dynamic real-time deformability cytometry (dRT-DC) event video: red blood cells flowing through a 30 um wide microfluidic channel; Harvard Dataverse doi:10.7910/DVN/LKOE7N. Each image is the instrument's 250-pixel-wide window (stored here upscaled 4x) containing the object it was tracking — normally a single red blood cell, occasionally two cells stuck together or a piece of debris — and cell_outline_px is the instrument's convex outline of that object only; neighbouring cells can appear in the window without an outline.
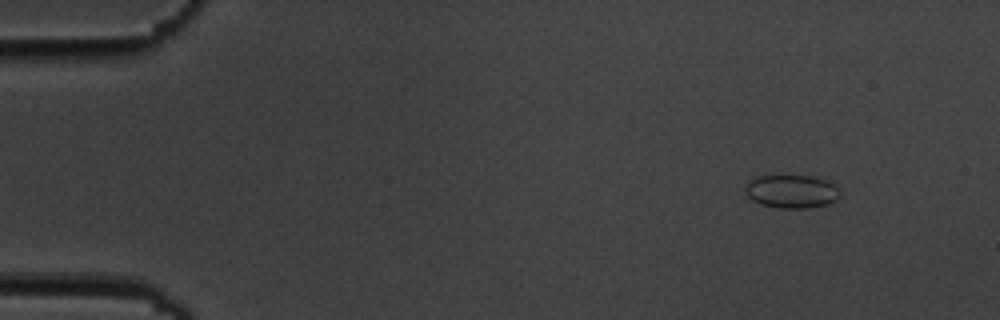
{"species": "common noctule bat (a hibernating species)", "species_latin": "Nyctalus noctula", "temperature_condition": "cold", "stored_images_in_passage": 14, "camera_frame_rate_fps": 3000, "um_per_image_px": 0.085, "animal": {"sex": "male", "body_mass_g": 19.5, "forearm_length_mm": 54.6}, "frame": {"image": 1, "passage_image": 1, "time_ms": 0.0, "image_size_px": [1000, 320], "cell_outline_px": [[840, 196], [836, 200], [828, 204], [808, 208], [780, 208], [760, 204], [752, 200], [748, 196], [744, 188], [752, 180], [760, 176], [808, 176], [824, 180], [832, 184], [840, 192]], "centroid_in_image_um": [67.29, 16.29], "position_along_channel_um": 17.7, "area_um2": 18.03}}
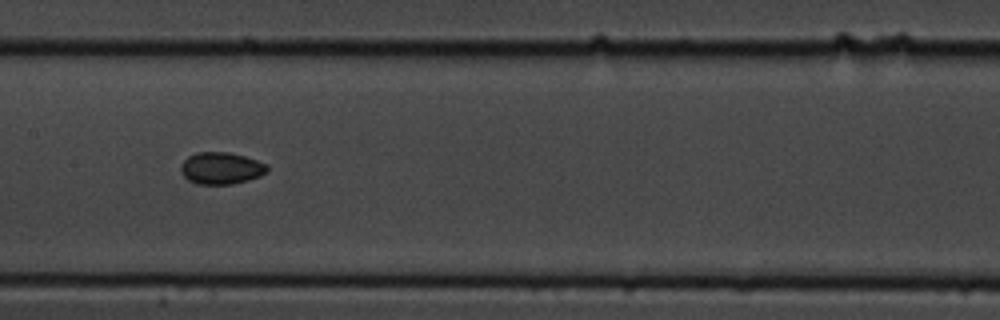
{"frame": {"image": 2, "passage_image": 7, "time_ms": 7.667, "image_size_px": [1000, 320], "cell_outline_px": [[268, 172], [260, 176], [248, 180], [232, 184], [196, 184], [188, 180], [180, 172], [180, 168], [184, 160], [188, 156], [196, 152], [228, 152], [244, 156], [268, 164]], "centroid_in_image_um": [18.8, 14.3], "position_along_channel_um": 188.6, "area_um2": 16.18}}
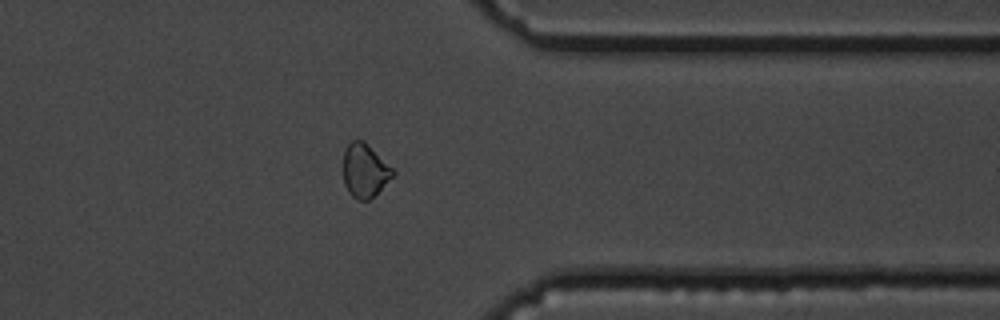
{"frame": {"image": 3, "passage_image": 12, "time_ms": 13.333, "image_size_px": [1000, 320], "cell_outline_px": [[396, 172], [368, 200], [356, 200], [348, 192], [344, 184], [344, 148], [352, 140], [364, 140]], "centroid_in_image_um": [30.97, 14.48], "position_along_channel_um": 380.4, "area_um2": 15.2}, "authors_computed_cell_mechanics": {"area_um2": 15.7505, "velocity_mm_per_s": 3.5078, "shape_relaxation_time_tau1_ms": 4.6118, "shape_relaxation_time_tau2_ms": 0.8551, "deformation_change_tau1": 0.0652, "deformation_change_tau2": 0.0256}}